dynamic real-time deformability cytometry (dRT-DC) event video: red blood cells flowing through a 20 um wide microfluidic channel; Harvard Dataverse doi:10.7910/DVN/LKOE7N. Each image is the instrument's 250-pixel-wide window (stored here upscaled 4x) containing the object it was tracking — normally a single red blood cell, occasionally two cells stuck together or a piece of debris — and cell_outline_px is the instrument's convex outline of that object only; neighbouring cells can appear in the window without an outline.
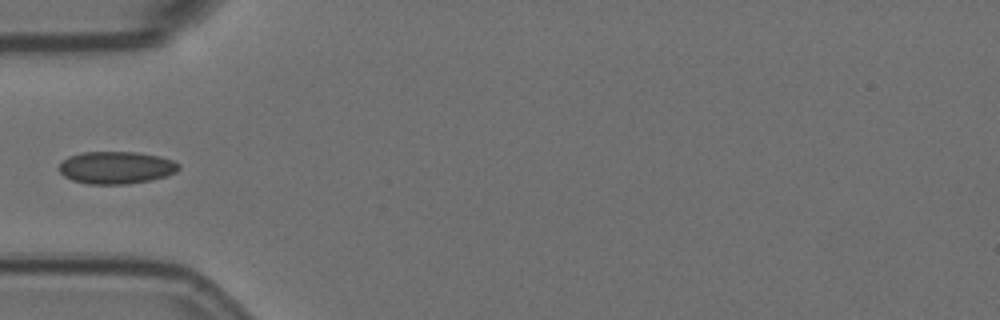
{"species": "Egyptian fruit bat (a non-hibernating species)", "species_latin": "Rousettus aegyptiacus", "temperature_condition": "room temperature", "stored_images_in_passage": 5, "camera_frame_rate_fps": 3000, "um_per_image_px": 0.085, "animal": {"sex": "female"}, "frame": {"image": 1, "passage_image": 5, "time_ms": 1.333, "image_size_px": [1000, 320], "cell_outline_px": [[180, 168], [176, 172], [164, 176], [148, 180], [128, 184], [88, 184], [72, 180], [64, 176], [60, 172], [60, 164], [68, 156], [80, 152], [136, 152], [160, 156], [172, 160], [180, 164]], "centroid_in_image_um": [9.87, 14.24], "position_along_channel_um": 75.1, "area_um2": 22.54}}